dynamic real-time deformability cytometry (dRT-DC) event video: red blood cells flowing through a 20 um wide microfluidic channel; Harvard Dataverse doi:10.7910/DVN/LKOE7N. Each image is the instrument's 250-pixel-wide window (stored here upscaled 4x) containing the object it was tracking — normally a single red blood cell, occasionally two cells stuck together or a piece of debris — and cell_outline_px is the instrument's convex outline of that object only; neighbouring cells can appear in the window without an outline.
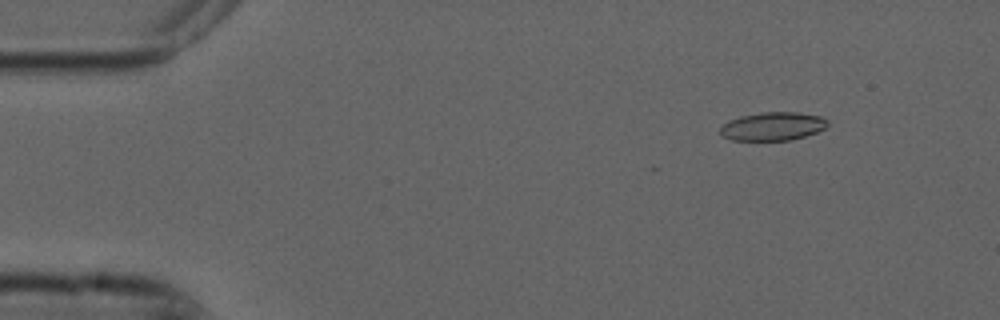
{"species": "common noctule bat (a hibernating species)", "species_latin": "Nyctalus noctula", "temperature_condition": "cold", "stored_images_in_passage": 2, "camera_frame_rate_fps": 3000, "um_per_image_px": 0.085, "animal": {"sex": "male", "forearm_length_mm": 52.5}, "frame": {"image": 1, "passage_image": 2, "time_ms": 0.333, "image_size_px": [1000, 320], "cell_outline_px": [[828, 124], [824, 128], [816, 132], [792, 140], [732, 140], [724, 136], [720, 132], [720, 128], [728, 120], [740, 116], [760, 112], [796, 112], [820, 116], [828, 120]], "centroid_in_image_um": [65.68, 10.73], "position_along_channel_um": 19.3, "area_um2": 17.69}}